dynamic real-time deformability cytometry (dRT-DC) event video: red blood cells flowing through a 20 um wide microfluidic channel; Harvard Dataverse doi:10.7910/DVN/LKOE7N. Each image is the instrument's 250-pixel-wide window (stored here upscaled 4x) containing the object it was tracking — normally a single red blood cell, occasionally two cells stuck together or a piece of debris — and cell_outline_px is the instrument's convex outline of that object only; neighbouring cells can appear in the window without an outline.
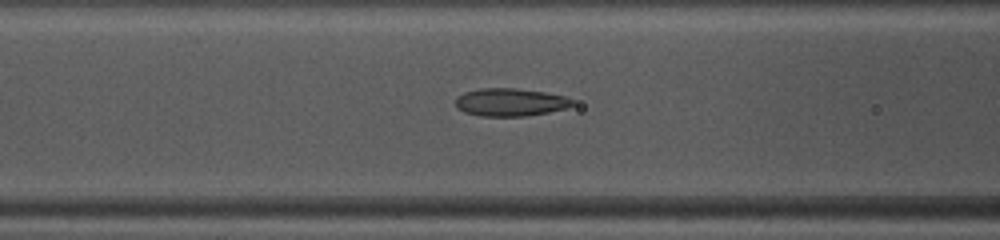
{"species": "common noctule bat (a hibernating species)", "species_latin": "Nyctalus noctula", "temperature_condition": "warm", "stored_images_in_passage": 37, "camera_frame_rate_fps": 3000, "um_per_image_px": 0.085, "animal": {"sex": "female", "body_mass_g": 10.0, "forearm_length_mm": 53.1}, "frame": {"image": 1, "passage_image": 12, "time_ms": 3.667, "image_size_px": [1000, 240], "cell_outline_px": [[572, 104], [568, 108], [548, 112], [524, 116], [480, 116], [464, 112], [456, 108], [456, 96], [464, 92], [480, 88], [516, 88], [544, 92], [564, 96], [572, 100]], "centroid_in_image_um": [43.33, 8.68], "position_along_channel_um": 123.3, "area_um2": 18.96}}
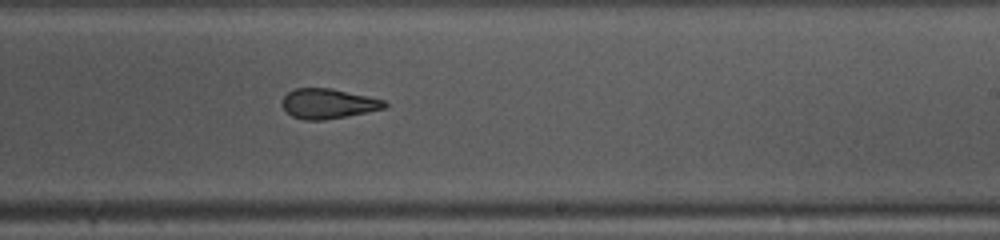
{"frame": {"image": 2, "passage_image": 22, "time_ms": 7.0, "image_size_px": [1000, 240], "cell_outline_px": [[388, 104], [384, 108], [324, 120], [304, 120], [292, 116], [284, 108], [284, 96], [288, 92], [296, 88], [332, 88], [368, 96], [384, 100]], "centroid_in_image_um": [27.89, 8.8], "position_along_channel_um": 261.1, "area_um2": 17.51}}
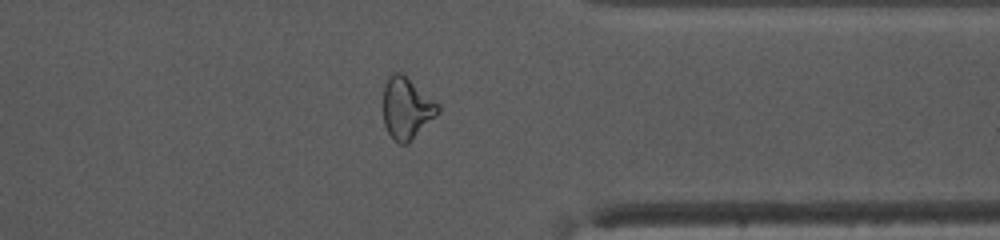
{"frame": {"image": 3, "passage_image": 31, "time_ms": 10.0, "image_size_px": [1000, 240], "cell_outline_px": [[440, 112], [408, 144], [400, 144], [388, 132], [384, 124], [384, 88], [388, 76], [392, 72], [400, 72], [440, 104]], "centroid_in_image_um": [34.58, 9.2], "position_along_channel_um": 376.8, "area_um2": 19.48}, "authors_computed_cell_mechanics": {"area_um2": 19.4208, "velocity_mm_per_s": 4.134, "shape_relaxation_time_tau1_ms": null, "shape_relaxation_time_tau2_ms": 1.6886, "deformation_change_tau1": null, "deformation_change_tau2": 0.0895}}